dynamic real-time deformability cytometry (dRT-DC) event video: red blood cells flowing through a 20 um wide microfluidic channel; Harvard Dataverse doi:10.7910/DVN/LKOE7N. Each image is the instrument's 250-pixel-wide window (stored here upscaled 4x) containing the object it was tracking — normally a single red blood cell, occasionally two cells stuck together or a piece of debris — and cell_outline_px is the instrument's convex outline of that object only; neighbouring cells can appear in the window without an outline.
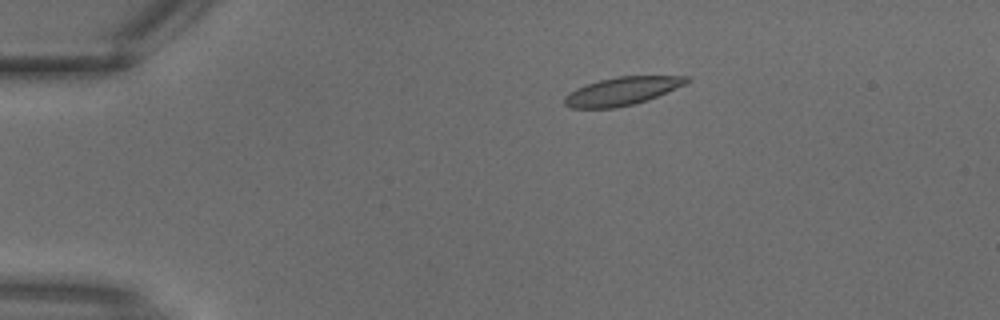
{"species": "common noctule bat (a hibernating species)", "species_latin": "Nyctalus noctula", "temperature_condition": "warm", "stored_images_in_passage": 3, "camera_frame_rate_fps": 3000, "um_per_image_px": 0.085, "animal": {"sex": "male", "body_mass_g": 18.8}, "frame": {"image": 1, "passage_image": 2, "time_ms": 0.333, "image_size_px": [1000, 320], "cell_outline_px": [[692, 80], [684, 84], [648, 100], [616, 108], [572, 108], [564, 104], [564, 96], [568, 92], [576, 88], [600, 80], [616, 76], [688, 76]], "centroid_in_image_um": [52.85, 7.74], "position_along_channel_um": 32.2, "area_um2": 19.88}}
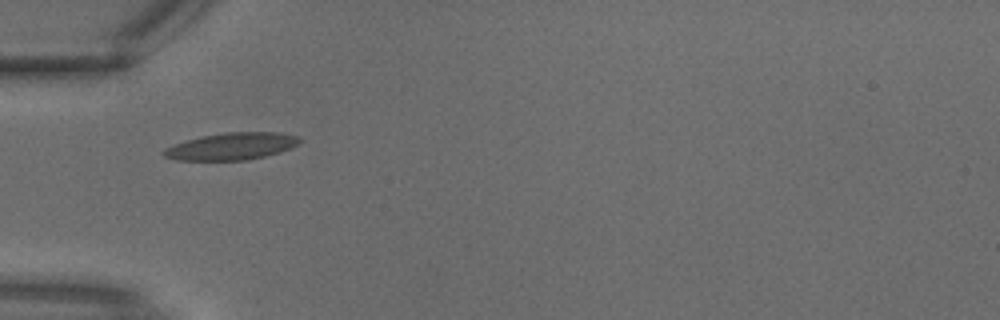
{"frame": {"image": 2, "passage_image": 3, "time_ms": 0.667, "image_size_px": [1000, 320], "cell_outline_px": [[304, 140], [280, 152], [248, 160], [176, 160], [164, 156], [160, 152], [164, 148], [200, 136], [228, 132], [280, 132], [300, 136]], "centroid_in_image_um": [19.7, 12.43], "position_along_channel_um": 65.3, "area_um2": 21.44}}